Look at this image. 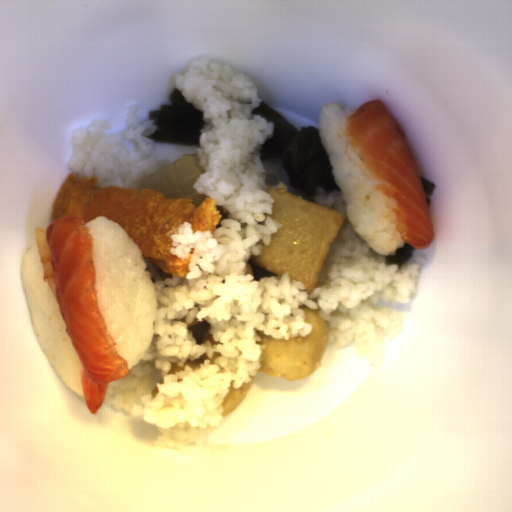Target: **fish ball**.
Returning a JSON list of instances; mask_svg holds the SVG:
<instances>
[{
    "label": "fish ball",
    "instance_id": "fish-ball-1",
    "mask_svg": "<svg viewBox=\"0 0 512 512\" xmlns=\"http://www.w3.org/2000/svg\"><path fill=\"white\" fill-rule=\"evenodd\" d=\"M266 193L273 200L271 216L282 227L249 262L279 276L287 272L290 280L299 281L312 294L345 219L337 211L278 186L271 185Z\"/></svg>",
    "mask_w": 512,
    "mask_h": 512
},
{
    "label": "fish ball",
    "instance_id": "fish-ball-3",
    "mask_svg": "<svg viewBox=\"0 0 512 512\" xmlns=\"http://www.w3.org/2000/svg\"><path fill=\"white\" fill-rule=\"evenodd\" d=\"M253 382L249 381L243 383L240 388L229 387L228 392L222 402L221 413L222 416H227L236 409H238L251 390Z\"/></svg>",
    "mask_w": 512,
    "mask_h": 512
},
{
    "label": "fish ball",
    "instance_id": "fish-ball-2",
    "mask_svg": "<svg viewBox=\"0 0 512 512\" xmlns=\"http://www.w3.org/2000/svg\"><path fill=\"white\" fill-rule=\"evenodd\" d=\"M305 313V322L312 326L308 335L293 339H273L261 330L258 333L263 347L262 372L272 377L286 380H301L315 372L325 358L328 346V325L320 310L301 306Z\"/></svg>",
    "mask_w": 512,
    "mask_h": 512
}]
</instances>
